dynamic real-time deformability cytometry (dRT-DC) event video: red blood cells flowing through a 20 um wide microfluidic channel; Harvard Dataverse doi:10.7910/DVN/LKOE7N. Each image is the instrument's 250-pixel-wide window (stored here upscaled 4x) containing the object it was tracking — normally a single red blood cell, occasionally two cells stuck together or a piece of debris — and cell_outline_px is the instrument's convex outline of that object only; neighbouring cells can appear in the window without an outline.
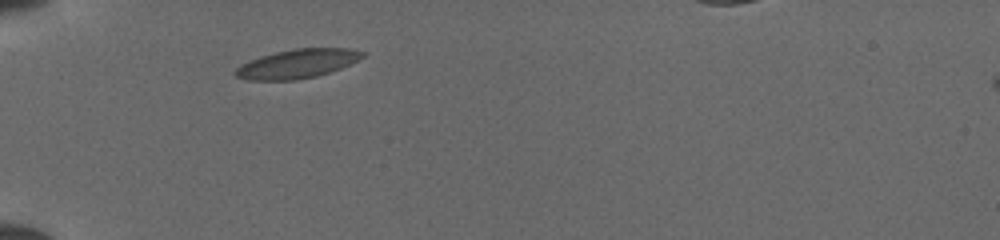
{"species": "common noctule bat (a hibernating species)", "species_latin": "Nyctalus noctula", "temperature_condition": "cold", "stored_images_in_passage": 36, "segment_of_instrument_passage": [1, 2], "camera_frame_rate_fps": 3000, "um_per_image_px": 0.085, "animal": {"sex": "female", "body_mass_g": 19.5, "forearm_length_mm": 54.1}, "frame": {"image": 1, "passage_image": 1, "time_ms": 0.0, "image_size_px": [1000, 240], "cell_outline_px": [[364, 56], [340, 68], [316, 76], [296, 80], [248, 80], [236, 76], [232, 72], [240, 64], [260, 56], [292, 48], [348, 48], [364, 52]], "centroid_in_image_um": [25.21, 5.41], "position_along_channel_um": 59.8, "area_um2": 21.33}}
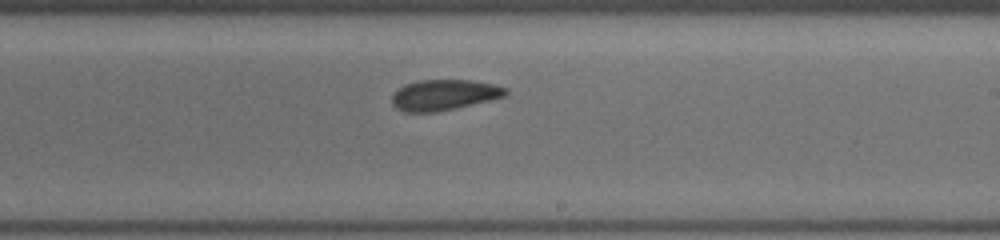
{"frame": {"image": 2, "passage_image": 16, "time_ms": 5.0, "image_size_px": [1000, 240], "cell_outline_px": [[508, 92], [504, 96], [472, 104], [436, 112], [404, 112], [396, 108], [392, 104], [392, 96], [396, 88], [404, 84], [416, 80], [472, 80], [492, 84], [508, 88]], "centroid_in_image_um": [37.68, 8.06], "position_along_channel_um": 251.3, "area_um2": 20.35}}
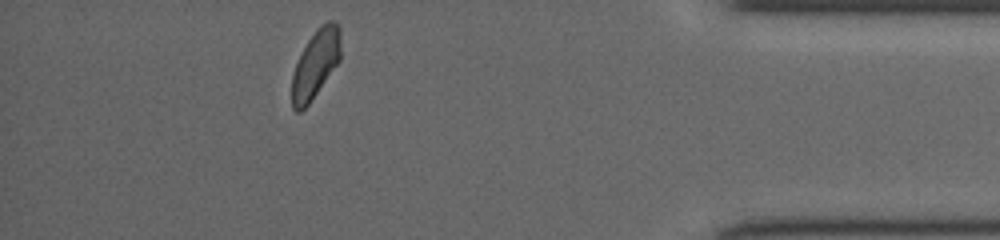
{"frame": {"image": 3, "passage_image": 30, "time_ms": 9.667, "image_size_px": [1000, 240], "cell_outline_px": [[340, 60], [308, 104], [300, 112], [296, 112], [292, 108], [292, 76], [296, 64], [308, 40], [316, 28], [320, 24], [328, 20], [336, 20], [340, 28]], "centroid_in_image_um": [26.83, 5.39], "position_along_channel_um": 408.4, "area_um2": 19.25}}